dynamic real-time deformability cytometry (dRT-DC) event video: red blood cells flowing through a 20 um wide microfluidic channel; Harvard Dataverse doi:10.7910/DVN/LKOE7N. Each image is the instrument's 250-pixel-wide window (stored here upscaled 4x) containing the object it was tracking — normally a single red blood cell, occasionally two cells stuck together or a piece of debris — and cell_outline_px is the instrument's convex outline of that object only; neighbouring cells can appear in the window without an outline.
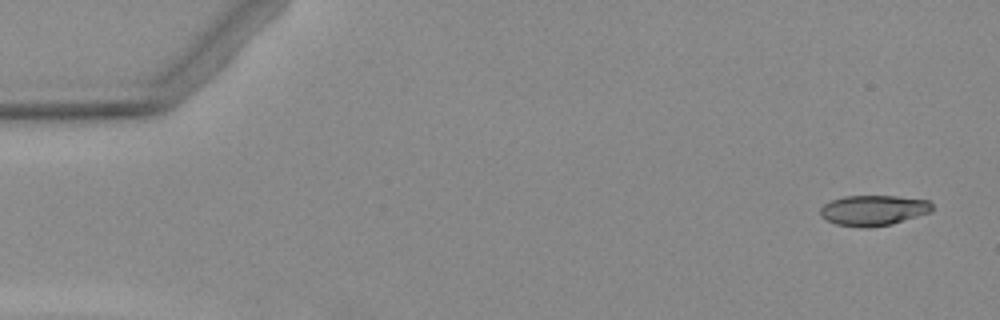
{"species": "Egyptian fruit bat (a non-hibernating species)", "species_latin": "Rousettus aegyptiacus", "temperature_condition": "warm", "stored_images_in_passage": 5, "segment_of_instrument_passage": [2, 2], "camera_frame_rate_fps": 3000, "um_per_image_px": 0.085, "animal": {"sex": "female"}, "frame": {"image": 1, "passage_image": 5, "time_ms": 6.333, "image_size_px": [1000, 320], "cell_outline_px": [[932, 212], [892, 224], [868, 228], [836, 224], [820, 216], [820, 208], [824, 204], [832, 200], [844, 196], [896, 196], [928, 200], [932, 204]], "centroid_in_image_um": [74.25, 17.88], "position_along_channel_um": 10.7, "area_um2": 19.83}}